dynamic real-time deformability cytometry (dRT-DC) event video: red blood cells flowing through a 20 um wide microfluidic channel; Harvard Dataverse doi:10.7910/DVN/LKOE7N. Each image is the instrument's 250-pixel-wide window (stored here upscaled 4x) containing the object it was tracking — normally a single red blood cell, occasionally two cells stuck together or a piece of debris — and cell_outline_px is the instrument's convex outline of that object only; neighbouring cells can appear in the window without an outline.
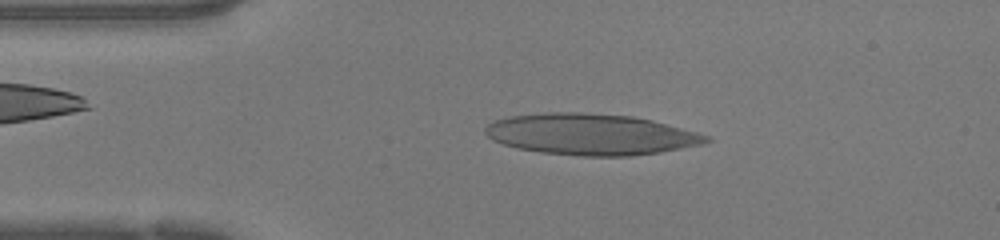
{"species": "human", "species_latin": "Homo sapiens", "temperature_condition": "warm", "stored_images_in_passage": 45, "camera_frame_rate_fps": 3000, "um_per_image_px": 0.085, "donor": {"sex": "female"}, "frame": {"image": 1, "passage_image": 8, "time_ms": 2.333, "image_size_px": [1000, 240], "cell_outline_px": [[712, 140], [700, 144], [660, 152], [628, 156], [580, 156], [540, 152], [516, 148], [492, 140], [484, 132], [484, 128], [488, 124], [496, 120], [508, 116], [548, 112], [580, 112], [632, 116], [652, 120], [696, 132], [708, 136]], "centroid_in_image_um": [50.17, 11.41], "position_along_channel_um": 34.8, "area_um2": 52.83}}
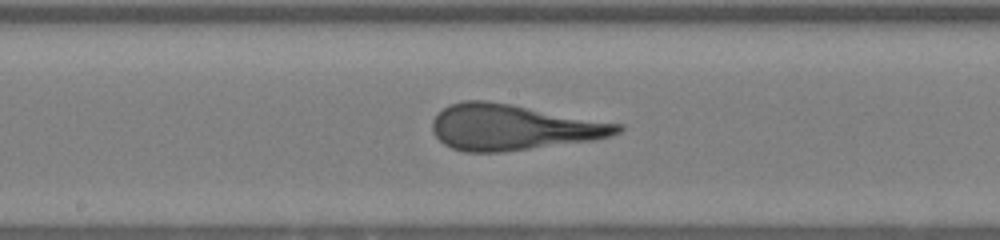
{"frame": {"image": 2, "passage_image": 22, "time_ms": 7.0, "image_size_px": [1000, 240], "cell_outline_px": [[624, 128], [620, 132], [612, 136], [596, 140], [504, 152], [464, 152], [452, 148], [444, 144], [432, 132], [432, 120], [436, 112], [448, 104], [464, 100], [488, 100], [512, 104], [624, 124]], "centroid_in_image_um": [43.61, 10.81], "position_along_channel_um": 204.6, "area_um2": 50.05}}
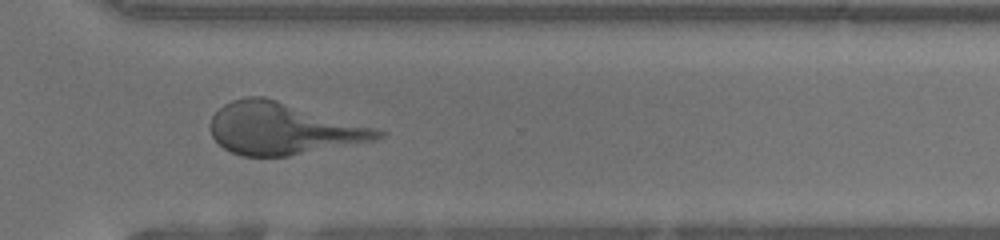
{"frame": {"image": 3, "passage_image": 32, "time_ms": 10.333, "image_size_px": [1000, 240], "cell_outline_px": [[384, 136], [376, 140], [288, 156], [240, 156], [224, 148], [212, 136], [208, 128], [212, 116], [224, 104], [232, 100], [248, 96], [264, 96], [376, 128], [384, 132]], "centroid_in_image_um": [24.01, 10.93], "position_along_channel_um": 346.6, "area_um2": 50.34}}